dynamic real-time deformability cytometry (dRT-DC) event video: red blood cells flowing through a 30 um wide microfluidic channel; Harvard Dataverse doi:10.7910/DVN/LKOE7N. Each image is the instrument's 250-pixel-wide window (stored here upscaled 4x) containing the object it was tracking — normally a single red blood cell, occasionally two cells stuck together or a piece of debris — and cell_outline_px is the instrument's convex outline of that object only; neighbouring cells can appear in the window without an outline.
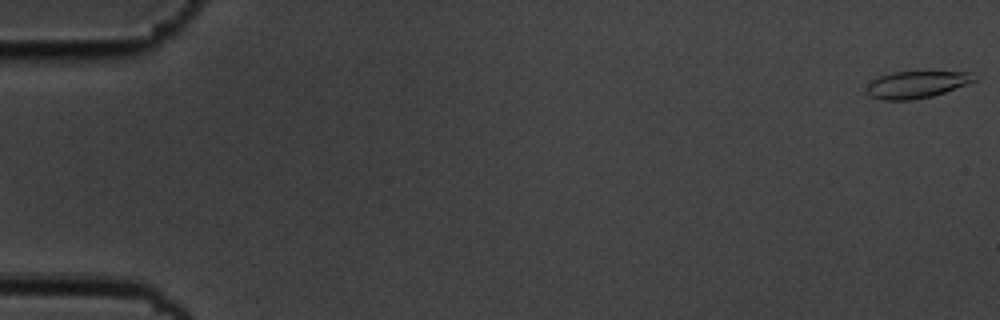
{"species": "common noctule bat (a hibernating species)", "species_latin": "Nyctalus noctula", "temperature_condition": "cold", "stored_images_in_passage": 11, "camera_frame_rate_fps": 3000, "um_per_image_px": 0.085, "animal": {"sex": "male", "body_mass_g": 19.5, "forearm_length_mm": 54.6}, "frame": {"image": 1, "passage_image": 1, "time_ms": 0.0, "image_size_px": [1000, 320], "cell_outline_px": [[976, 80], [968, 84], [932, 96], [912, 100], [884, 100], [868, 96], [864, 92], [864, 88], [872, 80], [880, 76], [892, 72], [972, 72]], "centroid_in_image_um": [77.84, 7.2], "position_along_channel_um": 7.2, "area_um2": 16.99}}